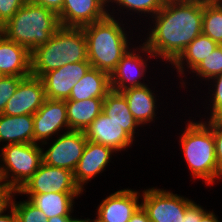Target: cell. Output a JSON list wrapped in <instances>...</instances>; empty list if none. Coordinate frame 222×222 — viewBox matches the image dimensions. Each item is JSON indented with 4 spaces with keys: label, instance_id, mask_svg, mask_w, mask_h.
Listing matches in <instances>:
<instances>
[{
    "label": "cell",
    "instance_id": "6da1fadb",
    "mask_svg": "<svg viewBox=\"0 0 222 222\" xmlns=\"http://www.w3.org/2000/svg\"><path fill=\"white\" fill-rule=\"evenodd\" d=\"M152 18L154 28L144 43L155 58L172 64L202 34L203 1L165 0Z\"/></svg>",
    "mask_w": 222,
    "mask_h": 222
},
{
    "label": "cell",
    "instance_id": "7a4b0ae2",
    "mask_svg": "<svg viewBox=\"0 0 222 222\" xmlns=\"http://www.w3.org/2000/svg\"><path fill=\"white\" fill-rule=\"evenodd\" d=\"M113 13L82 27L87 42L88 61L93 68L106 72L109 76L131 45L124 24L116 20Z\"/></svg>",
    "mask_w": 222,
    "mask_h": 222
},
{
    "label": "cell",
    "instance_id": "3957f363",
    "mask_svg": "<svg viewBox=\"0 0 222 222\" xmlns=\"http://www.w3.org/2000/svg\"><path fill=\"white\" fill-rule=\"evenodd\" d=\"M88 61L83 28L60 27L43 45L31 52V74L42 77L67 63Z\"/></svg>",
    "mask_w": 222,
    "mask_h": 222
},
{
    "label": "cell",
    "instance_id": "277c9868",
    "mask_svg": "<svg viewBox=\"0 0 222 222\" xmlns=\"http://www.w3.org/2000/svg\"><path fill=\"white\" fill-rule=\"evenodd\" d=\"M188 122L179 138L188 170L193 179H203L207 186L212 185L221 177L216 161L213 120Z\"/></svg>",
    "mask_w": 222,
    "mask_h": 222
},
{
    "label": "cell",
    "instance_id": "5b68a950",
    "mask_svg": "<svg viewBox=\"0 0 222 222\" xmlns=\"http://www.w3.org/2000/svg\"><path fill=\"white\" fill-rule=\"evenodd\" d=\"M60 27L56 13L27 1L0 27V33L32 52L45 44Z\"/></svg>",
    "mask_w": 222,
    "mask_h": 222
},
{
    "label": "cell",
    "instance_id": "8992f818",
    "mask_svg": "<svg viewBox=\"0 0 222 222\" xmlns=\"http://www.w3.org/2000/svg\"><path fill=\"white\" fill-rule=\"evenodd\" d=\"M42 147L37 143H15L1 148V169L7 187L18 191L30 179L43 162Z\"/></svg>",
    "mask_w": 222,
    "mask_h": 222
},
{
    "label": "cell",
    "instance_id": "52a82bcc",
    "mask_svg": "<svg viewBox=\"0 0 222 222\" xmlns=\"http://www.w3.org/2000/svg\"><path fill=\"white\" fill-rule=\"evenodd\" d=\"M142 192L141 206L151 222H184L186 208L193 202L184 196L154 187Z\"/></svg>",
    "mask_w": 222,
    "mask_h": 222
},
{
    "label": "cell",
    "instance_id": "ba28073f",
    "mask_svg": "<svg viewBox=\"0 0 222 222\" xmlns=\"http://www.w3.org/2000/svg\"><path fill=\"white\" fill-rule=\"evenodd\" d=\"M83 193L76 184L74 173L41 163L37 171L17 191L18 194Z\"/></svg>",
    "mask_w": 222,
    "mask_h": 222
},
{
    "label": "cell",
    "instance_id": "9c48e42d",
    "mask_svg": "<svg viewBox=\"0 0 222 222\" xmlns=\"http://www.w3.org/2000/svg\"><path fill=\"white\" fill-rule=\"evenodd\" d=\"M63 132L46 151L43 148V163L74 172L82 157L87 138L84 131L70 130Z\"/></svg>",
    "mask_w": 222,
    "mask_h": 222
},
{
    "label": "cell",
    "instance_id": "30bf717a",
    "mask_svg": "<svg viewBox=\"0 0 222 222\" xmlns=\"http://www.w3.org/2000/svg\"><path fill=\"white\" fill-rule=\"evenodd\" d=\"M140 48L135 47V52L132 49L123 55L121 60L117 63L115 70L110 74V88L111 90L121 92L124 89L130 87H140L147 85L142 83L141 80L146 73L147 59L155 56L149 51L146 44L143 42L142 46L139 44ZM139 49V50H138ZM131 50V51H129ZM140 51L144 54H149L145 60L142 55L138 54ZM144 51V52H143Z\"/></svg>",
    "mask_w": 222,
    "mask_h": 222
},
{
    "label": "cell",
    "instance_id": "8fae6325",
    "mask_svg": "<svg viewBox=\"0 0 222 222\" xmlns=\"http://www.w3.org/2000/svg\"><path fill=\"white\" fill-rule=\"evenodd\" d=\"M34 120V143L47 145L52 135H57L59 131L65 129L70 131L66 101L46 98L44 104L33 115ZM39 141V142H38ZM41 141V142H40Z\"/></svg>",
    "mask_w": 222,
    "mask_h": 222
},
{
    "label": "cell",
    "instance_id": "7c38bea8",
    "mask_svg": "<svg viewBox=\"0 0 222 222\" xmlns=\"http://www.w3.org/2000/svg\"><path fill=\"white\" fill-rule=\"evenodd\" d=\"M46 100L45 87L40 77L29 75L19 83L16 91L7 101L4 115H34Z\"/></svg>",
    "mask_w": 222,
    "mask_h": 222
},
{
    "label": "cell",
    "instance_id": "4fadbf2b",
    "mask_svg": "<svg viewBox=\"0 0 222 222\" xmlns=\"http://www.w3.org/2000/svg\"><path fill=\"white\" fill-rule=\"evenodd\" d=\"M89 61L67 63L62 67L45 73L41 79L45 87L46 98L66 100L75 83L91 68Z\"/></svg>",
    "mask_w": 222,
    "mask_h": 222
},
{
    "label": "cell",
    "instance_id": "5bb4252c",
    "mask_svg": "<svg viewBox=\"0 0 222 222\" xmlns=\"http://www.w3.org/2000/svg\"><path fill=\"white\" fill-rule=\"evenodd\" d=\"M108 6V0H64L58 14L60 25L82 28L100 21L108 15Z\"/></svg>",
    "mask_w": 222,
    "mask_h": 222
},
{
    "label": "cell",
    "instance_id": "9a60e30c",
    "mask_svg": "<svg viewBox=\"0 0 222 222\" xmlns=\"http://www.w3.org/2000/svg\"><path fill=\"white\" fill-rule=\"evenodd\" d=\"M84 133L88 141L109 146L116 152L126 150L134 141L120 124L103 112L91 122Z\"/></svg>",
    "mask_w": 222,
    "mask_h": 222
},
{
    "label": "cell",
    "instance_id": "2e32d148",
    "mask_svg": "<svg viewBox=\"0 0 222 222\" xmlns=\"http://www.w3.org/2000/svg\"><path fill=\"white\" fill-rule=\"evenodd\" d=\"M140 192L132 189H121L107 196L97 209L98 222H128L139 208Z\"/></svg>",
    "mask_w": 222,
    "mask_h": 222
},
{
    "label": "cell",
    "instance_id": "e0dca14e",
    "mask_svg": "<svg viewBox=\"0 0 222 222\" xmlns=\"http://www.w3.org/2000/svg\"><path fill=\"white\" fill-rule=\"evenodd\" d=\"M113 153L116 151L111 147L87 140L82 157L73 172L75 182L82 191H84L85 183L87 184L105 170V167L111 162Z\"/></svg>",
    "mask_w": 222,
    "mask_h": 222
},
{
    "label": "cell",
    "instance_id": "ac0fdd59",
    "mask_svg": "<svg viewBox=\"0 0 222 222\" xmlns=\"http://www.w3.org/2000/svg\"><path fill=\"white\" fill-rule=\"evenodd\" d=\"M0 75H31V52L0 33Z\"/></svg>",
    "mask_w": 222,
    "mask_h": 222
},
{
    "label": "cell",
    "instance_id": "d6986e66",
    "mask_svg": "<svg viewBox=\"0 0 222 222\" xmlns=\"http://www.w3.org/2000/svg\"><path fill=\"white\" fill-rule=\"evenodd\" d=\"M127 100L129 110L140 126L151 123L156 116V97L148 85L130 87L121 91Z\"/></svg>",
    "mask_w": 222,
    "mask_h": 222
},
{
    "label": "cell",
    "instance_id": "ffe728a7",
    "mask_svg": "<svg viewBox=\"0 0 222 222\" xmlns=\"http://www.w3.org/2000/svg\"><path fill=\"white\" fill-rule=\"evenodd\" d=\"M34 143L33 115H0V142Z\"/></svg>",
    "mask_w": 222,
    "mask_h": 222
},
{
    "label": "cell",
    "instance_id": "44dd1931",
    "mask_svg": "<svg viewBox=\"0 0 222 222\" xmlns=\"http://www.w3.org/2000/svg\"><path fill=\"white\" fill-rule=\"evenodd\" d=\"M111 90L110 77L106 72L91 67L72 88L66 100H85L89 98H105Z\"/></svg>",
    "mask_w": 222,
    "mask_h": 222
},
{
    "label": "cell",
    "instance_id": "7402d4cb",
    "mask_svg": "<svg viewBox=\"0 0 222 222\" xmlns=\"http://www.w3.org/2000/svg\"><path fill=\"white\" fill-rule=\"evenodd\" d=\"M65 101L69 129L84 131L102 112L104 98Z\"/></svg>",
    "mask_w": 222,
    "mask_h": 222
},
{
    "label": "cell",
    "instance_id": "603a6c76",
    "mask_svg": "<svg viewBox=\"0 0 222 222\" xmlns=\"http://www.w3.org/2000/svg\"><path fill=\"white\" fill-rule=\"evenodd\" d=\"M82 193H42L26 194L28 200L39 208L47 217L53 216H71L73 212L74 199Z\"/></svg>",
    "mask_w": 222,
    "mask_h": 222
},
{
    "label": "cell",
    "instance_id": "cb8c5ba5",
    "mask_svg": "<svg viewBox=\"0 0 222 222\" xmlns=\"http://www.w3.org/2000/svg\"><path fill=\"white\" fill-rule=\"evenodd\" d=\"M103 113L111 117L114 121L123 127V129L135 140L134 134L140 126L134 119L127 100L121 92L110 90L103 102Z\"/></svg>",
    "mask_w": 222,
    "mask_h": 222
},
{
    "label": "cell",
    "instance_id": "d4e9b609",
    "mask_svg": "<svg viewBox=\"0 0 222 222\" xmlns=\"http://www.w3.org/2000/svg\"><path fill=\"white\" fill-rule=\"evenodd\" d=\"M218 46L210 37L200 34L185 48L180 56L171 64L177 69L176 72L183 76L186 70H194ZM187 63V64H186ZM186 67H185V65ZM185 67V68H184Z\"/></svg>",
    "mask_w": 222,
    "mask_h": 222
},
{
    "label": "cell",
    "instance_id": "484cf974",
    "mask_svg": "<svg viewBox=\"0 0 222 222\" xmlns=\"http://www.w3.org/2000/svg\"><path fill=\"white\" fill-rule=\"evenodd\" d=\"M202 34L222 45V0L203 1Z\"/></svg>",
    "mask_w": 222,
    "mask_h": 222
},
{
    "label": "cell",
    "instance_id": "4316f807",
    "mask_svg": "<svg viewBox=\"0 0 222 222\" xmlns=\"http://www.w3.org/2000/svg\"><path fill=\"white\" fill-rule=\"evenodd\" d=\"M202 77L204 80H211L212 77L222 73V45H218L211 54L202 60L199 65L191 71Z\"/></svg>",
    "mask_w": 222,
    "mask_h": 222
},
{
    "label": "cell",
    "instance_id": "83f0119b",
    "mask_svg": "<svg viewBox=\"0 0 222 222\" xmlns=\"http://www.w3.org/2000/svg\"><path fill=\"white\" fill-rule=\"evenodd\" d=\"M109 2H114L121 9L127 8L130 12L149 14L152 19L163 7L165 0H108V4Z\"/></svg>",
    "mask_w": 222,
    "mask_h": 222
},
{
    "label": "cell",
    "instance_id": "f1b7e54d",
    "mask_svg": "<svg viewBox=\"0 0 222 222\" xmlns=\"http://www.w3.org/2000/svg\"><path fill=\"white\" fill-rule=\"evenodd\" d=\"M12 207L18 216L19 222H47L45 214L28 199L16 202L13 198Z\"/></svg>",
    "mask_w": 222,
    "mask_h": 222
},
{
    "label": "cell",
    "instance_id": "f546056e",
    "mask_svg": "<svg viewBox=\"0 0 222 222\" xmlns=\"http://www.w3.org/2000/svg\"><path fill=\"white\" fill-rule=\"evenodd\" d=\"M26 76H1L0 77V115L7 101L16 91L21 80Z\"/></svg>",
    "mask_w": 222,
    "mask_h": 222
},
{
    "label": "cell",
    "instance_id": "4dcf8cb0",
    "mask_svg": "<svg viewBox=\"0 0 222 222\" xmlns=\"http://www.w3.org/2000/svg\"><path fill=\"white\" fill-rule=\"evenodd\" d=\"M215 87L212 93V110L209 120H222V73L211 78Z\"/></svg>",
    "mask_w": 222,
    "mask_h": 222
},
{
    "label": "cell",
    "instance_id": "1f68e13d",
    "mask_svg": "<svg viewBox=\"0 0 222 222\" xmlns=\"http://www.w3.org/2000/svg\"><path fill=\"white\" fill-rule=\"evenodd\" d=\"M27 0H0V27L3 26Z\"/></svg>",
    "mask_w": 222,
    "mask_h": 222
},
{
    "label": "cell",
    "instance_id": "d6a6232c",
    "mask_svg": "<svg viewBox=\"0 0 222 222\" xmlns=\"http://www.w3.org/2000/svg\"><path fill=\"white\" fill-rule=\"evenodd\" d=\"M213 135L218 173L222 177V120H213Z\"/></svg>",
    "mask_w": 222,
    "mask_h": 222
},
{
    "label": "cell",
    "instance_id": "836d02e7",
    "mask_svg": "<svg viewBox=\"0 0 222 222\" xmlns=\"http://www.w3.org/2000/svg\"><path fill=\"white\" fill-rule=\"evenodd\" d=\"M17 191L13 188L4 186L0 188V216L12 207V201Z\"/></svg>",
    "mask_w": 222,
    "mask_h": 222
},
{
    "label": "cell",
    "instance_id": "e575fe53",
    "mask_svg": "<svg viewBox=\"0 0 222 222\" xmlns=\"http://www.w3.org/2000/svg\"><path fill=\"white\" fill-rule=\"evenodd\" d=\"M207 211L200 206L199 204H196V202H192L187 208L186 212L184 214V222H199L201 217L206 213Z\"/></svg>",
    "mask_w": 222,
    "mask_h": 222
},
{
    "label": "cell",
    "instance_id": "d590c367",
    "mask_svg": "<svg viewBox=\"0 0 222 222\" xmlns=\"http://www.w3.org/2000/svg\"><path fill=\"white\" fill-rule=\"evenodd\" d=\"M35 5L43 6L57 15L61 12L64 0H27Z\"/></svg>",
    "mask_w": 222,
    "mask_h": 222
},
{
    "label": "cell",
    "instance_id": "8d00e7d4",
    "mask_svg": "<svg viewBox=\"0 0 222 222\" xmlns=\"http://www.w3.org/2000/svg\"><path fill=\"white\" fill-rule=\"evenodd\" d=\"M128 222H151L148 218L147 213L140 205L139 208L133 213L131 219Z\"/></svg>",
    "mask_w": 222,
    "mask_h": 222
},
{
    "label": "cell",
    "instance_id": "74e56055",
    "mask_svg": "<svg viewBox=\"0 0 222 222\" xmlns=\"http://www.w3.org/2000/svg\"><path fill=\"white\" fill-rule=\"evenodd\" d=\"M11 210L7 214H3L0 216V222H19L18 216L13 207L10 208Z\"/></svg>",
    "mask_w": 222,
    "mask_h": 222
},
{
    "label": "cell",
    "instance_id": "f35d334b",
    "mask_svg": "<svg viewBox=\"0 0 222 222\" xmlns=\"http://www.w3.org/2000/svg\"><path fill=\"white\" fill-rule=\"evenodd\" d=\"M199 222H220L214 212L207 211L200 219Z\"/></svg>",
    "mask_w": 222,
    "mask_h": 222
},
{
    "label": "cell",
    "instance_id": "ab89813d",
    "mask_svg": "<svg viewBox=\"0 0 222 222\" xmlns=\"http://www.w3.org/2000/svg\"><path fill=\"white\" fill-rule=\"evenodd\" d=\"M71 216H53L47 222H70Z\"/></svg>",
    "mask_w": 222,
    "mask_h": 222
},
{
    "label": "cell",
    "instance_id": "60d3db41",
    "mask_svg": "<svg viewBox=\"0 0 222 222\" xmlns=\"http://www.w3.org/2000/svg\"><path fill=\"white\" fill-rule=\"evenodd\" d=\"M70 222H96V219L94 218V220H90V218L88 219H77V218H73L71 216Z\"/></svg>",
    "mask_w": 222,
    "mask_h": 222
},
{
    "label": "cell",
    "instance_id": "b9f144b4",
    "mask_svg": "<svg viewBox=\"0 0 222 222\" xmlns=\"http://www.w3.org/2000/svg\"><path fill=\"white\" fill-rule=\"evenodd\" d=\"M0 162H1V160H0ZM4 186H6V185H5V182H4V177H3V174H2V169H1V164H0V188L4 187Z\"/></svg>",
    "mask_w": 222,
    "mask_h": 222
}]
</instances>
